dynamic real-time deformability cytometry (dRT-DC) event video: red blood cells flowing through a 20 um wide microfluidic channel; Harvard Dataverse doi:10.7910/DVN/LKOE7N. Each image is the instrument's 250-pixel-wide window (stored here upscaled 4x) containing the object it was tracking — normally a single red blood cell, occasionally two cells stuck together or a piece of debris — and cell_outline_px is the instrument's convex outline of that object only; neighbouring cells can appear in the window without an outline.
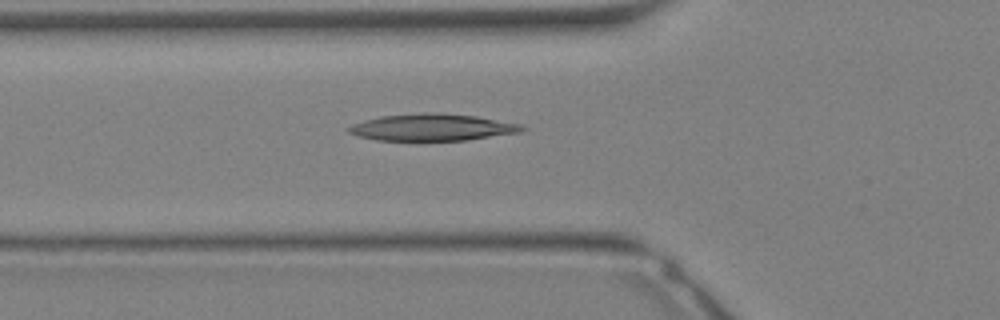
{"species": "Egyptian fruit bat (a non-hibernating species)", "species_latin": "Rousettus aegyptiacus", "temperature_condition": "warm", "stored_images_in_passage": 26, "camera_frame_rate_fps": 3000, "um_per_image_px": 0.085, "animal": {"sex": "female"}, "frame": {"image": 1, "passage_image": 4, "time_ms": 1.0, "image_size_px": [1000, 320], "cell_outline_px": [[528, 128], [520, 132], [468, 140], [376, 140], [356, 136], [348, 132], [348, 128], [352, 124], [364, 120], [380, 116], [432, 112], [476, 116], [520, 124]], "centroid_in_image_um": [36.73, 10.82], "position_along_channel_um": 89.1, "area_um2": 26.99}}
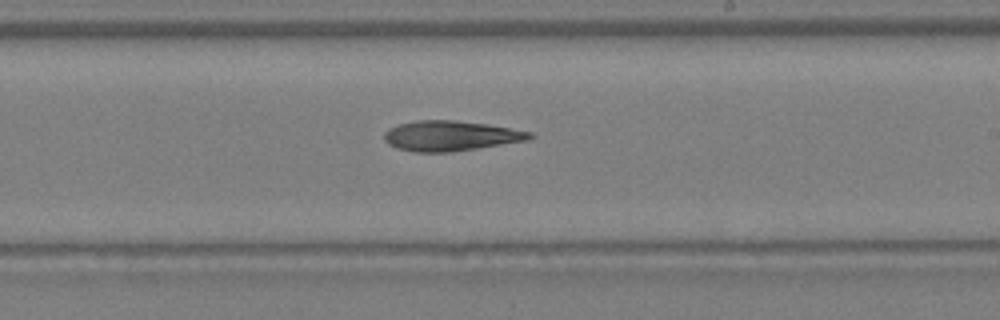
{"frame": {"image": 2, "passage_image": 12, "time_ms": 3.667, "image_size_px": [1000, 320], "cell_outline_px": [[536, 136], [528, 140], [452, 152], [412, 152], [396, 148], [388, 144], [384, 140], [384, 132], [388, 128], [400, 124], [416, 120], [456, 120], [488, 124], [532, 132]], "centroid_in_image_um": [38.29, 11.55], "position_along_channel_um": 250.7, "area_um2": 25.72}}
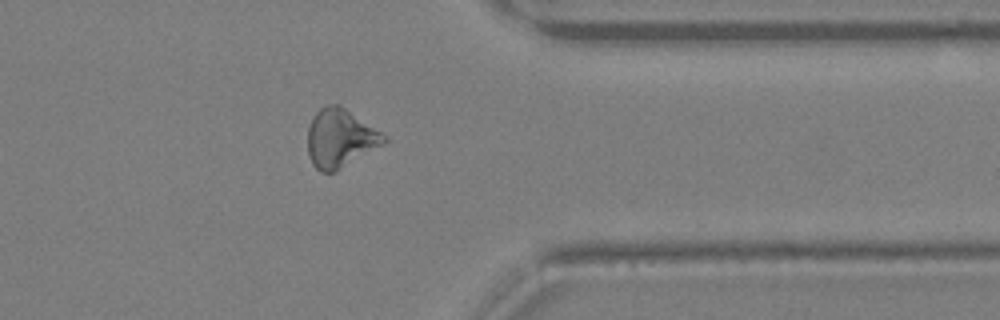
{"frame": {"image": 3, "passage_image": 19, "time_ms": 6.0, "image_size_px": [1000, 320], "cell_outline_px": [[388, 140], [336, 172], [320, 172], [312, 164], [308, 152], [308, 128], [312, 116], [320, 108], [328, 104], [340, 104], [388, 136]], "centroid_in_image_um": [28.9, 11.74], "position_along_channel_um": 382.5, "area_um2": 26.01}}